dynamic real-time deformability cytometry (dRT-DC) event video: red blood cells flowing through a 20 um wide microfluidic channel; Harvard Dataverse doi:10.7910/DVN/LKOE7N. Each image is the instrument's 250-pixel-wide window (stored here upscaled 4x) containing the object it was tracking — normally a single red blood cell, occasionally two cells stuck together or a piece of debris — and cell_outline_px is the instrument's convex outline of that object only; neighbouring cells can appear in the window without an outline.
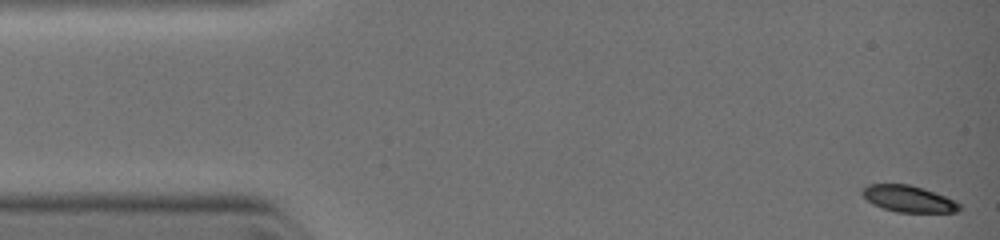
{"species": "common noctule bat (a hibernating species)", "species_latin": "Nyctalus noctula", "temperature_condition": "warm", "stored_images_in_passage": 13, "camera_frame_rate_fps": 3000, "um_per_image_px": 0.085, "animal": {"sex": "female", "body_mass_g": 19.0, "forearm_length_mm": 51.5}, "frame": {"image": 1, "passage_image": 1, "time_ms": 0.0, "image_size_px": [1000, 240], "cell_outline_px": [[960, 208], [956, 212], [896, 212], [872, 204], [860, 192], [868, 184], [908, 184], [924, 188], [944, 196], [960, 204]], "centroid_in_image_um": [77.19, 16.89], "position_along_channel_um": 7.8, "area_um2": 14.8}}
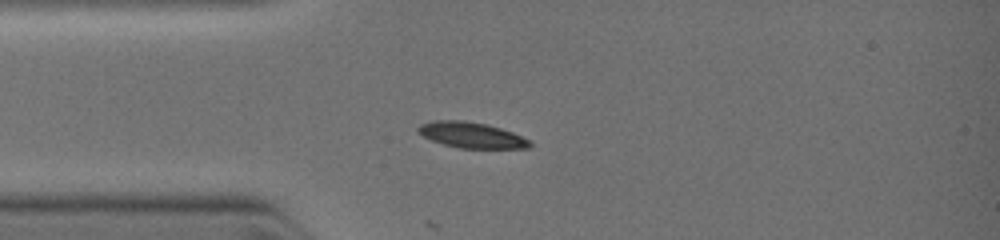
{"frame": {"image": 2, "passage_image": 7, "time_ms": 2.667, "image_size_px": [1000, 240], "cell_outline_px": [[532, 144], [528, 148], [460, 148], [444, 144], [432, 140], [424, 136], [416, 128], [420, 124], [436, 120], [460, 120], [484, 124], [500, 128], [512, 132], [528, 140]], "centroid_in_image_um": [40.06, 11.48], "position_along_channel_um": 44.9, "area_um2": 16.36}}
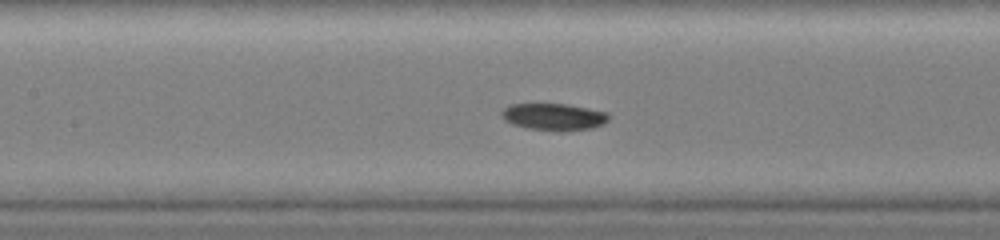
{"frame": {"image": 3, "passage_image": 12, "time_ms": 5.0, "image_size_px": [1000, 240], "cell_outline_px": [[608, 120], [592, 128], [560, 132], [528, 128], [512, 124], [504, 120], [500, 116], [500, 112], [508, 104], [564, 104], [604, 112], [608, 116]], "centroid_in_image_um": [46.97, 9.94], "position_along_channel_um": 160.4, "area_um2": 16.65}}